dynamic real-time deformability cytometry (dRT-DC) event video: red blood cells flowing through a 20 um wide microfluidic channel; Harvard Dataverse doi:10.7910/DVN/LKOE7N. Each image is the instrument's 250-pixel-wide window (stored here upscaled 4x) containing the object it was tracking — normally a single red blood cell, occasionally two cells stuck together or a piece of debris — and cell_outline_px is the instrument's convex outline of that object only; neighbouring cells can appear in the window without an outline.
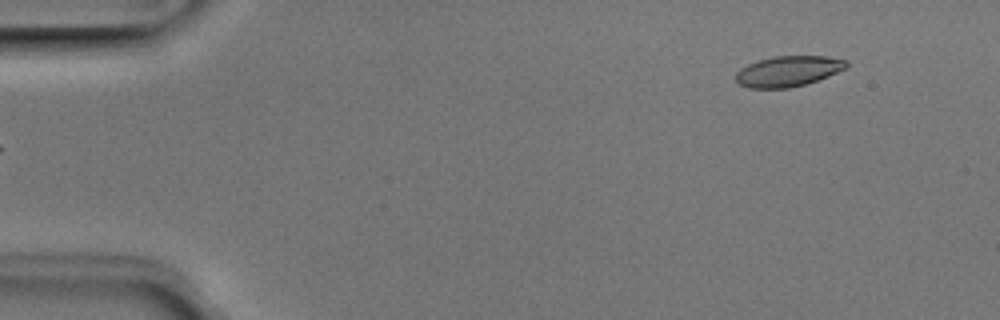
{"species": "Egyptian fruit bat (a non-hibernating species)", "species_latin": "Rousettus aegyptiacus", "temperature_condition": "room temperature", "stored_images_in_passage": 4, "segment_of_instrument_passage": [2, 2], "camera_frame_rate_fps": 3000, "um_per_image_px": 0.085, "animal": {"sex": "male"}, "frame": {"image": 1, "passage_image": 4, "time_ms": 1.0, "image_size_px": [1000, 320], "cell_outline_px": [[848, 68], [828, 76], [804, 84], [788, 88], [748, 88], [740, 84], [736, 80], [736, 72], [740, 68], [748, 64], [760, 60], [776, 56], [828, 56], [848, 60]], "centroid_in_image_um": [67.02, 6.05], "position_along_channel_um": 18.0, "area_um2": 19.65}}